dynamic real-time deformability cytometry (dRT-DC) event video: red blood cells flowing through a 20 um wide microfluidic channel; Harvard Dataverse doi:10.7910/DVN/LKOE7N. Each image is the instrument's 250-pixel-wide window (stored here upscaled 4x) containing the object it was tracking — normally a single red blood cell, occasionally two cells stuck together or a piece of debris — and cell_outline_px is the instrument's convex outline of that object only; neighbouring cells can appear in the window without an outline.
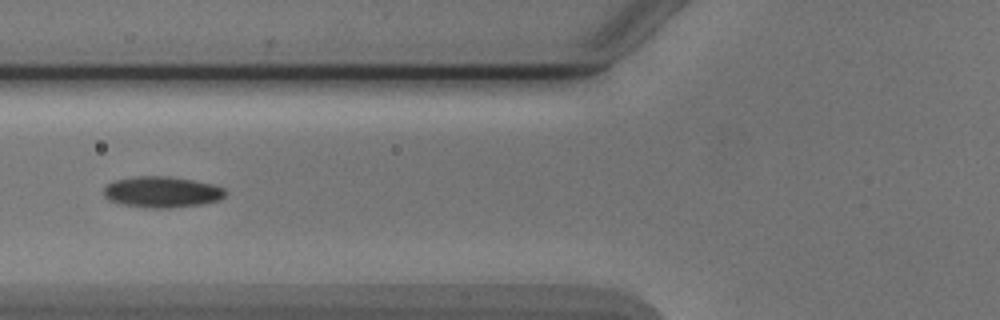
{"species": "Egyptian fruit bat (a non-hibernating species)", "species_latin": "Rousettus aegyptiacus", "temperature_condition": "cold", "stored_images_in_passage": 6, "camera_frame_rate_fps": 3000, "um_per_image_px": 0.085, "animal": {"sex": "male"}, "frame": {"image": 1, "passage_image": 5, "time_ms": 5.0, "image_size_px": [1000, 320], "cell_outline_px": [[228, 192], [220, 200], [200, 204], [172, 208], [148, 208], [120, 204], [108, 200], [104, 196], [104, 188], [108, 184], [116, 180], [136, 176], [168, 176], [192, 180], [212, 184], [224, 188]], "centroid_in_image_um": [13.77, 16.33], "position_along_channel_um": 112.0, "area_um2": 22.08}}
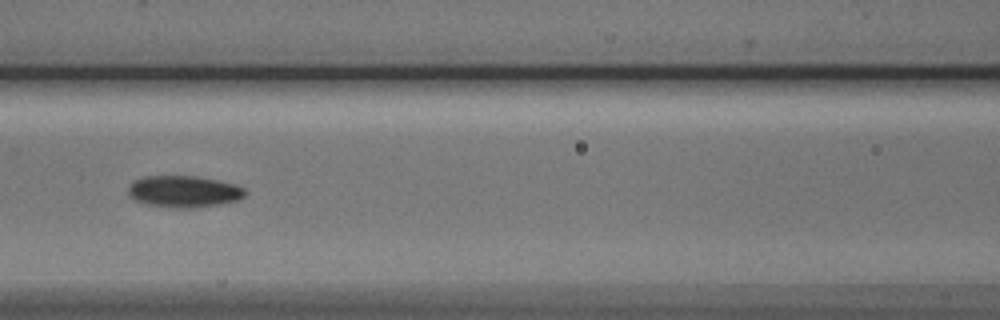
{"frame": {"image": 2, "passage_image": 6, "time_ms": 6.0, "image_size_px": [1000, 320], "cell_outline_px": [[248, 192], [240, 200], [220, 204], [192, 208], [168, 208], [144, 204], [132, 200], [128, 196], [128, 188], [132, 180], [144, 176], [196, 176], [236, 184], [244, 188]], "centroid_in_image_um": [15.59, 16.29], "position_along_channel_um": 151.0, "area_um2": 22.08}}